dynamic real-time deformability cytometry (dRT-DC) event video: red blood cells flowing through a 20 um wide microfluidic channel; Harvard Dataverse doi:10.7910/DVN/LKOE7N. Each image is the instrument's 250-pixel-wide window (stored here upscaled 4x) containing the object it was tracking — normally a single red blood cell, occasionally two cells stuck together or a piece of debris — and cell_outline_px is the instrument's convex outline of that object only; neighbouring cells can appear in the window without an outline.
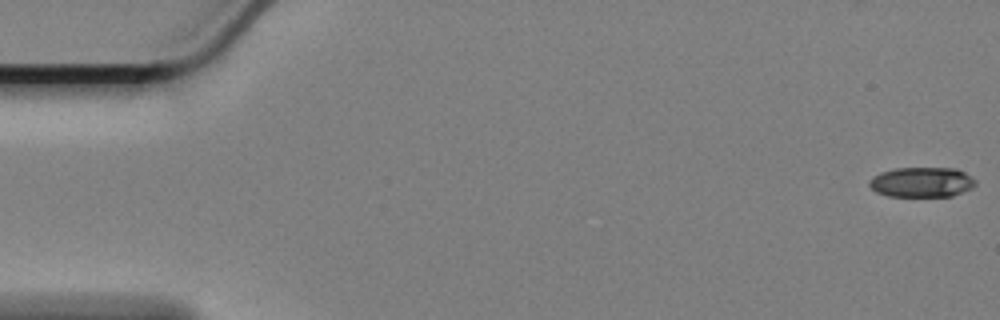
{"species": "Egyptian fruit bat (a non-hibernating species)", "species_latin": "Rousettus aegyptiacus", "temperature_condition": "cold", "stored_images_in_passage": 55, "camera_frame_rate_fps": 3000, "um_per_image_px": 0.085, "animal": {"sex": "female"}, "frame": {"image": 1, "passage_image": 1, "time_ms": 0.0, "image_size_px": [1000, 320], "cell_outline_px": [[976, 184], [972, 188], [952, 196], [888, 196], [876, 192], [868, 184], [868, 180], [872, 176], [880, 172], [896, 168], [956, 168], [964, 172], [976, 180]], "centroid_in_image_um": [78.33, 15.48], "position_along_channel_um": 6.7, "area_um2": 18.67}}
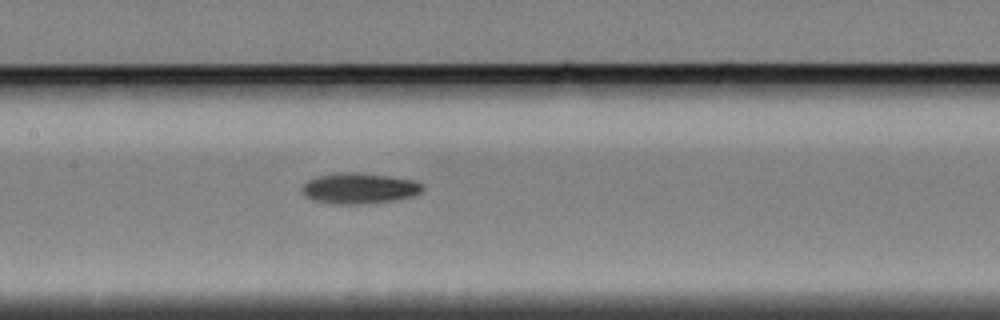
{"frame": {"image": 2, "passage_image": 28, "time_ms": 9.0, "image_size_px": [1000, 320], "cell_outline_px": [[424, 188], [420, 192], [412, 196], [396, 200], [356, 204], [336, 204], [316, 200], [308, 196], [300, 188], [308, 180], [316, 176], [340, 172], [352, 172], [388, 176], [416, 180], [424, 184]], "centroid_in_image_um": [30.58, 15.99], "position_along_channel_um": 176.8, "area_um2": 21.39}}
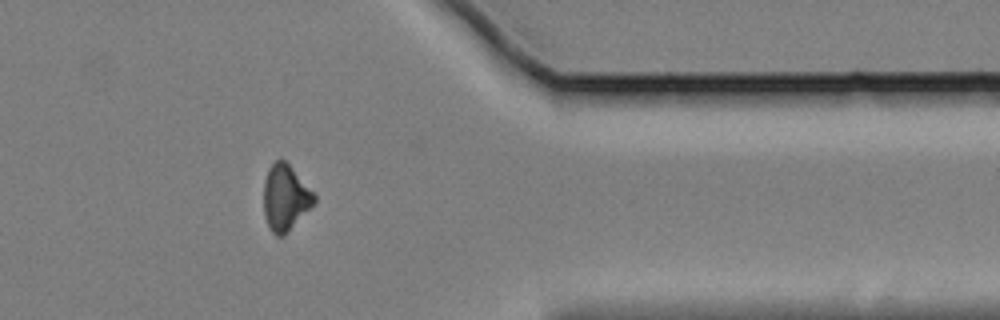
{"frame": {"image": 3, "passage_image": 48, "time_ms": 15.667, "image_size_px": [1000, 320], "cell_outline_px": [[316, 204], [284, 236], [276, 236], [272, 232], [264, 216], [264, 180], [268, 168], [276, 160], [284, 160], [316, 192]], "centroid_in_image_um": [24.3, 16.82], "position_along_channel_um": 387.1, "area_um2": 19.77}}